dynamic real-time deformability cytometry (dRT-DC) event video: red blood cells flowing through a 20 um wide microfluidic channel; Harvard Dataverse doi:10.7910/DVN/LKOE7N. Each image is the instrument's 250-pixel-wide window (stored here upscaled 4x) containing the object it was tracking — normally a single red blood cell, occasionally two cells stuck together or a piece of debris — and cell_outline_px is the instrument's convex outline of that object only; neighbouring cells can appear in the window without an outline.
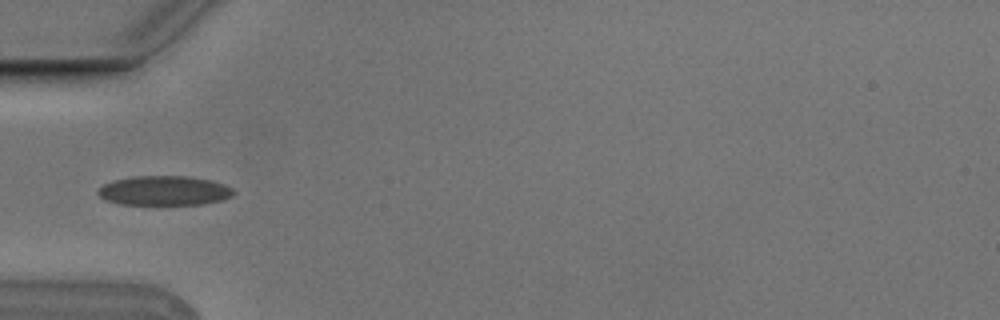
{"species": "Egyptian fruit bat (a non-hibernating species)", "species_latin": "Rousettus aegyptiacus", "temperature_condition": "cold", "stored_images_in_passage": 2, "camera_frame_rate_fps": 3000, "um_per_image_px": 0.085, "animal": {"sex": "male"}, "frame": {"image": 1, "passage_image": 1, "time_ms": 0.0, "image_size_px": [1000, 320], "cell_outline_px": [[236, 192], [232, 196], [224, 200], [204, 204], [120, 204], [104, 200], [96, 192], [104, 184], [112, 180], [132, 176], [188, 176], [208, 180], [224, 184], [232, 188]], "centroid_in_image_um": [13.96, 16.2], "position_along_channel_um": 71.0, "area_um2": 23.41}}